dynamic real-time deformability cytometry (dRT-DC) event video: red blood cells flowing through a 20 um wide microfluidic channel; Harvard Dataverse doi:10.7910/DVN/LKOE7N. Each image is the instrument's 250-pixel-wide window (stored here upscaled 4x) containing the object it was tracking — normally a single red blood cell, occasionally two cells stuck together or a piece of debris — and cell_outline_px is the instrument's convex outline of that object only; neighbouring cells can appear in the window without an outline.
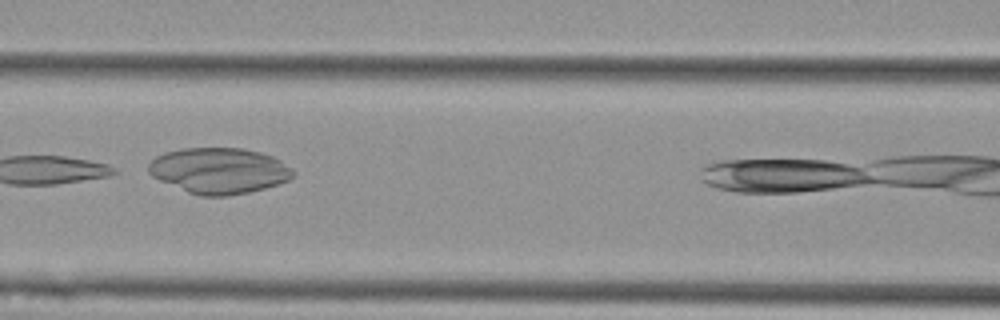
{"species": "Egyptian fruit bat (a non-hibernating species)", "species_latin": "Rousettus aegyptiacus", "temperature_condition": "cold", "stored_images_in_passage": 16, "camera_frame_rate_fps": 3000, "um_per_image_px": 0.085, "animal": {"sex": "female"}, "frame": {"image": 1, "passage_image": 8, "time_ms": 2.333, "image_size_px": [1000, 320], "cell_outline_px": [[296, 172], [288, 180], [264, 188], [248, 192], [228, 196], [200, 196], [188, 192], [160, 180], [152, 176], [148, 172], [148, 164], [156, 156], [164, 152], [180, 148], [244, 148], [260, 152], [272, 156], [280, 160], [292, 168]], "centroid_in_image_um": [18.61, 14.49], "position_along_channel_um": 148.0, "area_um2": 38.61}}
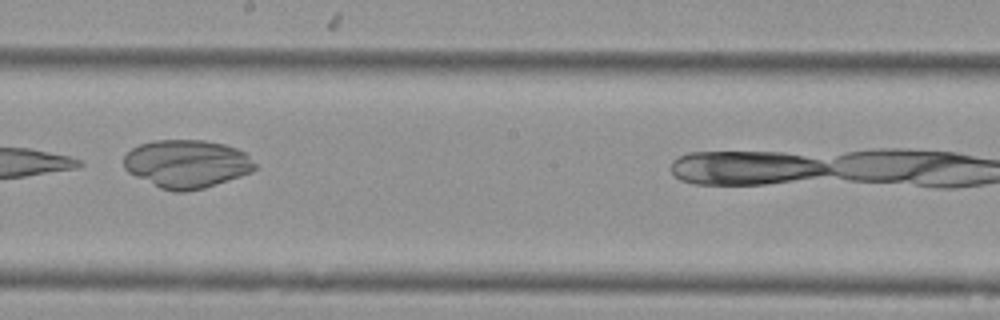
{"frame": {"image": 2, "passage_image": 10, "time_ms": 3.0, "image_size_px": [1000, 320], "cell_outline_px": [[256, 168], [252, 172], [204, 188], [184, 192], [172, 192], [160, 188], [128, 172], [124, 168], [124, 156], [132, 148], [140, 144], [152, 140], [204, 140], [224, 144], [236, 148], [244, 152], [256, 164]], "centroid_in_image_um": [15.87, 13.93], "position_along_channel_um": 232.3, "area_um2": 36.76}}